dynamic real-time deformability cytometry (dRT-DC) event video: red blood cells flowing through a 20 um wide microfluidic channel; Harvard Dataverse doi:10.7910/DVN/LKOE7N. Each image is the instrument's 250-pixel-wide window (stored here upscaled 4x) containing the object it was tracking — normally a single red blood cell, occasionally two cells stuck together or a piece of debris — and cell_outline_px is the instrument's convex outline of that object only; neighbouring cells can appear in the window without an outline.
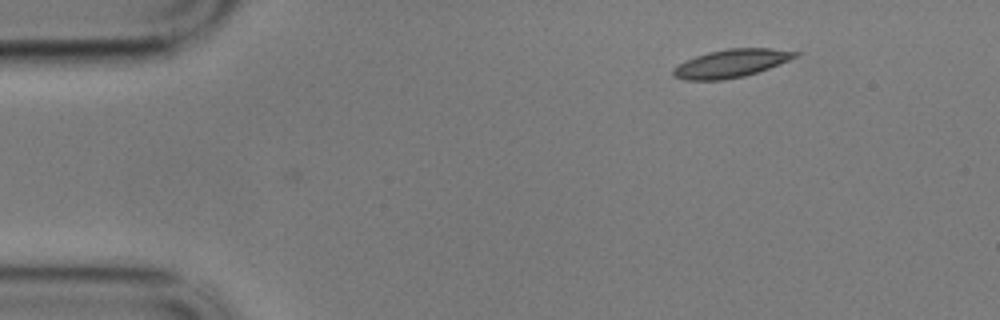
{"species": "common noctule bat (a hibernating species)", "species_latin": "Nyctalus noctula", "temperature_condition": "cold", "stored_images_in_passage": 2, "camera_frame_rate_fps": 3000, "um_per_image_px": 0.085, "animal": {"sex": "male", "body_mass_g": 17.9}, "frame": {"image": 1, "passage_image": 1, "time_ms": 0.0, "image_size_px": [1000, 320], "cell_outline_px": [[800, 52], [796, 56], [788, 60], [768, 68], [744, 76], [720, 80], [684, 80], [672, 76], [672, 68], [684, 60], [708, 52], [728, 48], [772, 48]], "centroid_in_image_um": [62.07, 5.38], "position_along_channel_um": 22.9, "area_um2": 19.88}}